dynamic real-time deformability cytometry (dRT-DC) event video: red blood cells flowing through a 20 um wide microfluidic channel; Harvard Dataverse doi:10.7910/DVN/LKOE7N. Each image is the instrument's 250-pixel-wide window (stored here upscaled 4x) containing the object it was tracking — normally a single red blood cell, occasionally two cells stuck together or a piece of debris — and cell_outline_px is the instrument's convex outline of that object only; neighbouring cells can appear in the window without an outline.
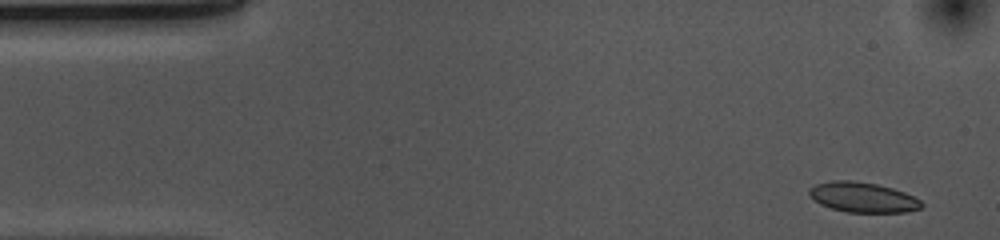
{"species": "common noctule bat (a hibernating species)", "species_latin": "Nyctalus noctula", "temperature_condition": "cold", "stored_images_in_passage": 47, "camera_frame_rate_fps": 3000, "um_per_image_px": 0.085, "animal": {"sex": "female", "body_mass_g": 10.0, "forearm_length_mm": 53.1}, "frame": {"image": 1, "passage_image": 3, "time_ms": 0.667, "image_size_px": [1000, 240], "cell_outline_px": [[924, 204], [920, 208], [908, 212], [848, 212], [832, 208], [820, 204], [808, 196], [808, 192], [816, 184], [832, 180], [852, 180], [876, 184], [892, 188], [904, 192], [920, 200]], "centroid_in_image_um": [73.33, 16.77], "position_along_channel_um": 11.7, "area_um2": 19.59}}
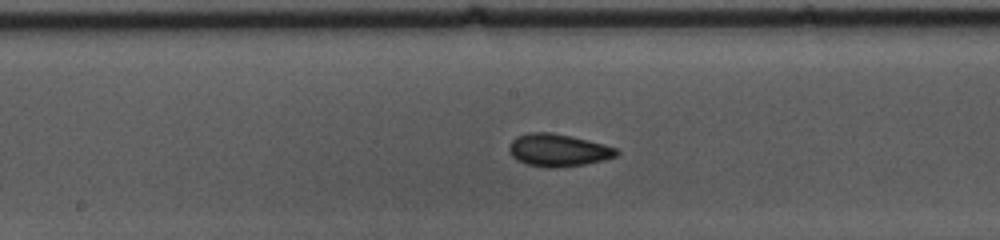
{"frame": {"image": 2, "passage_image": 26, "time_ms": 8.333, "image_size_px": [1000, 240], "cell_outline_px": [[620, 152], [616, 156], [604, 160], [584, 164], [552, 168], [548, 168], [524, 164], [516, 160], [512, 156], [508, 148], [512, 140], [516, 136], [528, 132], [552, 132], [588, 140], [604, 144], [616, 148]], "centroid_in_image_um": [47.41, 12.76], "position_along_channel_um": 200.8, "area_um2": 20.46}}
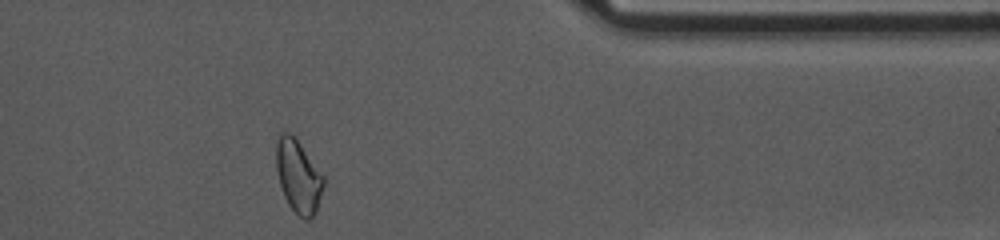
{"frame": {"image": 3, "passage_image": 43, "time_ms": 14.0, "image_size_px": [1000, 240], "cell_outline_px": [[324, 184], [316, 212], [312, 220], [304, 220], [288, 204], [284, 196], [280, 184], [276, 168], [276, 144], [280, 132], [288, 132], [300, 144], [324, 176]], "centroid_in_image_um": [25.36, 15.02], "position_along_channel_um": 386.0, "area_um2": 19.94}, "authors_computed_cell_mechanics": {"area_um2": 19.7676, "velocity_mm_per_s": 3.6813, "shape_relaxation_time_tau1_ms": 3.7616, "shape_relaxation_time_tau2_ms": 2.16, "deformation_change_tau1": 0.0893, "deformation_change_tau2": 0.0448}}